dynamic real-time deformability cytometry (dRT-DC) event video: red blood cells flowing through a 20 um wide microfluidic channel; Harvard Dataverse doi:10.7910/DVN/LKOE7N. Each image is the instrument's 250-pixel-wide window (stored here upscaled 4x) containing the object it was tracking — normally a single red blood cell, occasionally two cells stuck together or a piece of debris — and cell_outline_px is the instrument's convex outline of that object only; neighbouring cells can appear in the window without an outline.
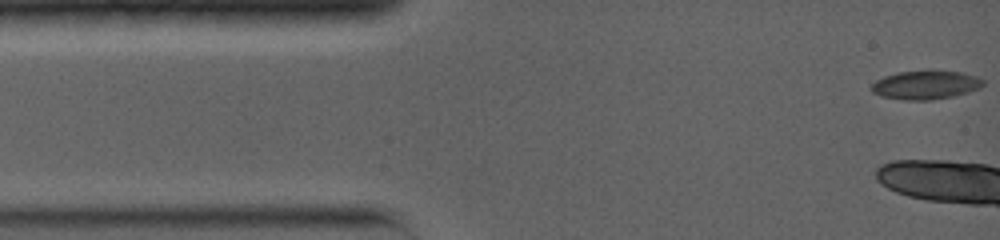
{"species": "common noctule bat (a hibernating species)", "species_latin": "Nyctalus noctula", "temperature_condition": "warm", "stored_images_in_passage": 13, "camera_frame_rate_fps": 5000, "um_per_image_px": 0.085, "animal": {"sex": "female", "body_mass_g": 19.0, "forearm_length_mm": 56.7}, "frame": {"image": 1, "passage_image": 1, "time_ms": 0.0, "image_size_px": [1000, 240], "cell_outline_px": [[984, 84], [980, 88], [968, 92], [952, 96], [932, 100], [904, 100], [880, 96], [872, 92], [868, 88], [876, 80], [884, 76], [900, 72], [928, 68], [932, 68], [964, 72], [976, 76], [984, 80]], "centroid_in_image_um": [78.68, 7.18], "position_along_channel_um": 6.3, "area_um2": 19.42}}